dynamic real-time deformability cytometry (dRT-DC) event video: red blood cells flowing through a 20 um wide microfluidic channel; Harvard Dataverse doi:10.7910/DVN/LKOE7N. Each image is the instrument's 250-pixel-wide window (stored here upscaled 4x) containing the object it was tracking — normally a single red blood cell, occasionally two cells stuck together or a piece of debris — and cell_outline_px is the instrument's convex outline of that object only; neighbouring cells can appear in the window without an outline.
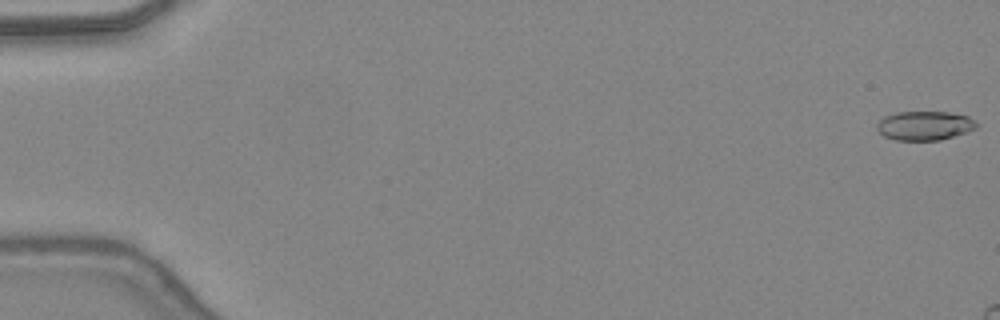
{"species": "common noctule bat (a hibernating species)", "species_latin": "Nyctalus noctula", "temperature_condition": "warm", "stored_images_in_passage": 9, "camera_frame_rate_fps": 3000, "um_per_image_px": 0.085, "animal": {"sex": "female", "body_mass_g": 24.6, "forearm_length_mm": 56.2}, "frame": {"image": 1, "passage_image": 1, "time_ms": 0.0, "image_size_px": [1000, 320], "cell_outline_px": [[976, 128], [940, 140], [896, 140], [884, 136], [876, 128], [876, 124], [884, 116], [896, 112], [948, 112], [968, 116], [976, 120]], "centroid_in_image_um": [78.56, 10.67], "position_along_channel_um": 6.4, "area_um2": 16.76}}